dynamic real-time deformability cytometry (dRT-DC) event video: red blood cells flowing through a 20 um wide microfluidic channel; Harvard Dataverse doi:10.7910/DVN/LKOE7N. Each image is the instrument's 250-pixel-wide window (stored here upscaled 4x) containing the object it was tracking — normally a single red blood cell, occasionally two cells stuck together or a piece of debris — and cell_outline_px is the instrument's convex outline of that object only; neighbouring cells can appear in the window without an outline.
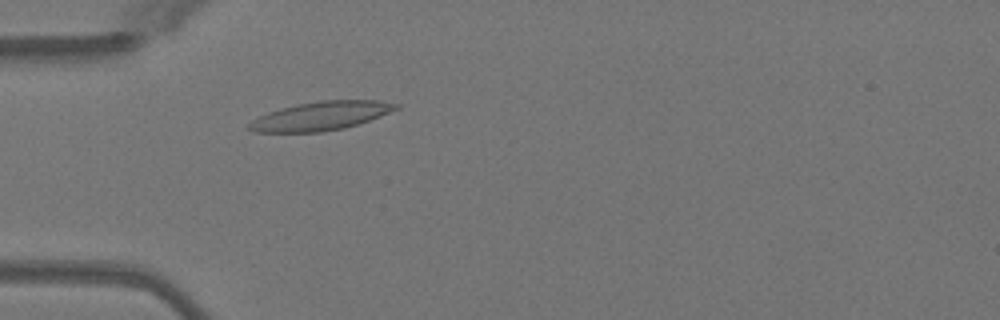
{"species": "Egyptian fruit bat (a non-hibernating species)", "species_latin": "Rousettus aegyptiacus", "temperature_condition": "warm", "stored_images_in_passage": 48, "camera_frame_rate_fps": 3000, "um_per_image_px": 0.085, "animal": {"sex": "female"}, "frame": {"image": 1, "passage_image": 13, "time_ms": 4.0, "image_size_px": [1000, 320], "cell_outline_px": [[400, 108], [380, 116], [344, 128], [320, 132], [252, 132], [248, 128], [248, 124], [252, 120], [268, 112], [280, 108], [296, 104], [320, 100], [380, 100], [400, 104]], "centroid_in_image_um": [27.27, 9.84], "position_along_channel_um": 57.7, "area_um2": 24.57}}
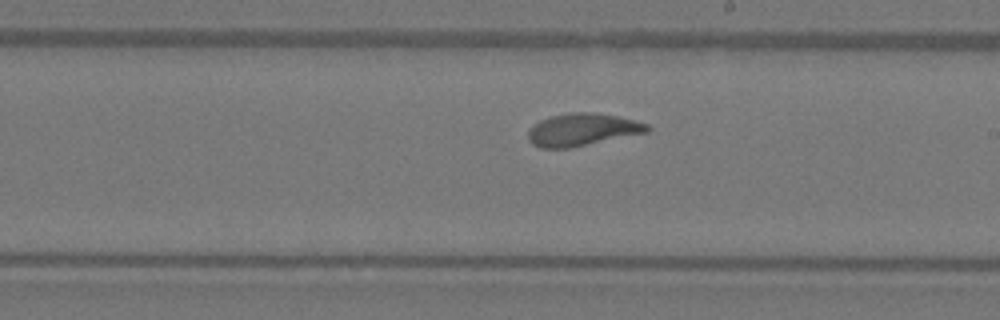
{"frame": {"image": 2, "passage_image": 27, "time_ms": 8.667, "image_size_px": [1000, 320], "cell_outline_px": [[652, 128], [648, 132], [568, 148], [540, 148], [532, 144], [528, 140], [528, 128], [540, 120], [552, 116], [576, 112], [596, 112], [616, 116], [648, 124]], "centroid_in_image_um": [49.47, 11.02], "position_along_channel_um": 239.5, "area_um2": 22.37}}
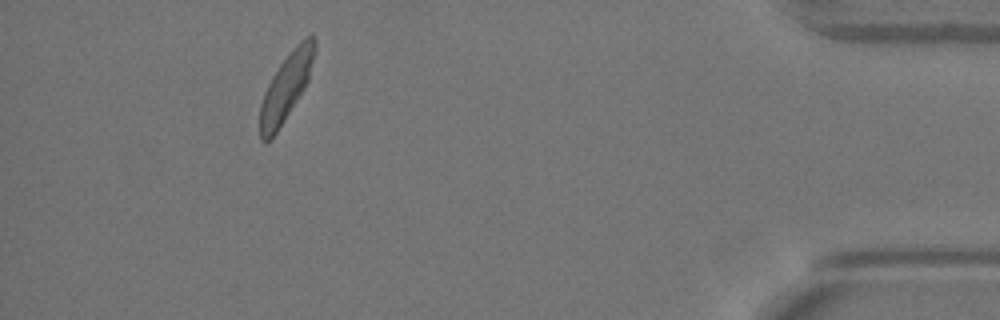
{"frame": {"image": 3, "passage_image": 44, "time_ms": 14.333, "image_size_px": [1000, 320], "cell_outline_px": [[316, 52], [308, 80], [304, 88], [276, 132], [268, 140], [260, 140], [260, 104], [264, 92], [272, 76], [280, 64], [292, 48], [300, 40], [312, 32], [316, 40]], "centroid_in_image_um": [24.35, 7.3], "position_along_channel_um": 410.9, "area_um2": 21.15}, "authors_computed_cell_mechanics": {"area_um2": 22.4264, "velocity_mm_per_s": 4.0094, "shape_relaxation_time_tau1_ms": 4.8771, "shape_relaxation_time_tau2_ms": 1.8654, "deformation_change_tau1": 0.1677, "deformation_change_tau2": 0.0817}}